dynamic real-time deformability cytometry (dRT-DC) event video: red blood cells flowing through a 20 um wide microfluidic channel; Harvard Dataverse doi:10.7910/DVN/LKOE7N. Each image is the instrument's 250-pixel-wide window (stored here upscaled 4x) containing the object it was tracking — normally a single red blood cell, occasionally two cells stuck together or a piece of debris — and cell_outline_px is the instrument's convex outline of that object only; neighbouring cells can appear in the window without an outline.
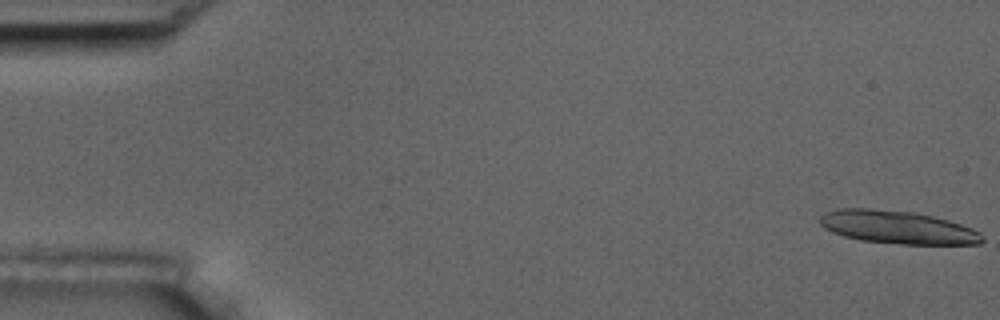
{"species": "common noctule bat (a hibernating species)", "species_latin": "Nyctalus noctula", "temperature_condition": "room temperature", "stored_images_in_passage": 5, "camera_frame_rate_fps": 3000, "um_per_image_px": 0.085, "animal": {"sex": "male", "body_mass_g": 17.5, "forearm_length_mm": 52.3}, "frame": {"image": 1, "passage_image": 1, "time_ms": 0.0, "image_size_px": [1000, 320], "cell_outline_px": [[984, 240], [980, 244], [904, 244], [860, 240], [844, 236], [832, 232], [824, 228], [820, 224], [820, 216], [824, 212], [840, 208], [868, 208], [912, 212], [932, 216], [948, 220], [972, 228], [980, 232], [984, 236]], "centroid_in_image_um": [76.28, 19.31], "position_along_channel_um": 8.7, "area_um2": 31.21}}